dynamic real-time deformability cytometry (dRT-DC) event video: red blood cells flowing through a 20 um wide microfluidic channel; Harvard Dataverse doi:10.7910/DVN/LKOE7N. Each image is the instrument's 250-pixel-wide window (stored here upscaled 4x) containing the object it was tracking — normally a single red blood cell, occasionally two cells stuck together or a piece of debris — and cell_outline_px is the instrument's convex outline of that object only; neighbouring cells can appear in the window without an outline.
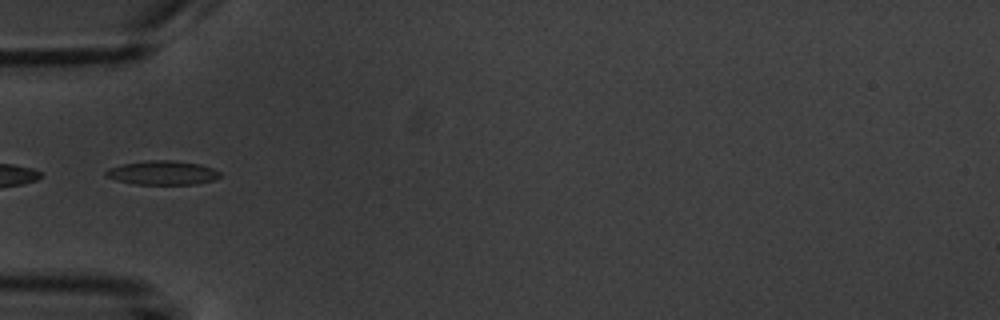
{"species": "common noctule bat (a hibernating species)", "species_latin": "Nyctalus noctula", "temperature_condition": "warm", "stored_images_in_passage": 7, "camera_frame_rate_fps": 3000, "um_per_image_px": 0.085, "animal": {"sex": "male", "body_mass_g": 20.1, "forearm_length_mm": 53.5}, "frame": {"image": 1, "passage_image": 6, "time_ms": 6.0, "image_size_px": [1000, 320], "cell_outline_px": [[220, 176], [212, 180], [196, 184], [136, 184], [116, 180], [104, 176], [104, 172], [108, 168], [124, 164], [148, 160], [172, 160], [200, 164], [212, 168], [220, 172]], "centroid_in_image_um": [13.78, 14.68], "position_along_channel_um": 71.2, "area_um2": 15.9}}